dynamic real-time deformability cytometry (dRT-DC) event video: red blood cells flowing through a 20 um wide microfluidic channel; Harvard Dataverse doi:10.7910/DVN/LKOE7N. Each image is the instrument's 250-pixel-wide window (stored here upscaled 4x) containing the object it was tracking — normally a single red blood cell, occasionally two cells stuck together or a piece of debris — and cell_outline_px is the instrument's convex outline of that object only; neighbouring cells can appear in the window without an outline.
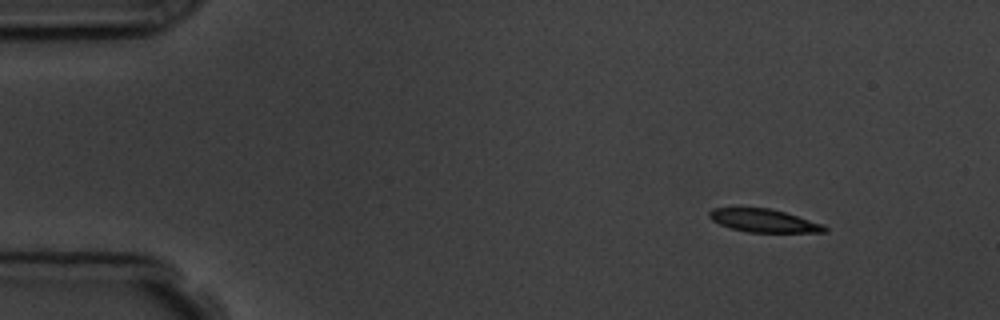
{"species": "common noctule bat (a hibernating species)", "species_latin": "Nyctalus noctula", "temperature_condition": "room temperature", "stored_images_in_passage": 4, "camera_frame_rate_fps": 3000, "um_per_image_px": 0.085, "animal": {"sex": "male", "body_mass_g": 19.5, "forearm_length_mm": 54.6}, "frame": {"image": 1, "passage_image": 1, "time_ms": 0.0, "image_size_px": [1000, 320], "cell_outline_px": [[828, 232], [748, 232], [732, 228], [720, 224], [712, 220], [708, 216], [708, 212], [712, 208], [768, 208], [784, 212], [824, 224], [828, 228]], "centroid_in_image_um": [64.94, 18.76], "position_along_channel_um": 20.1, "area_um2": 15.37}}
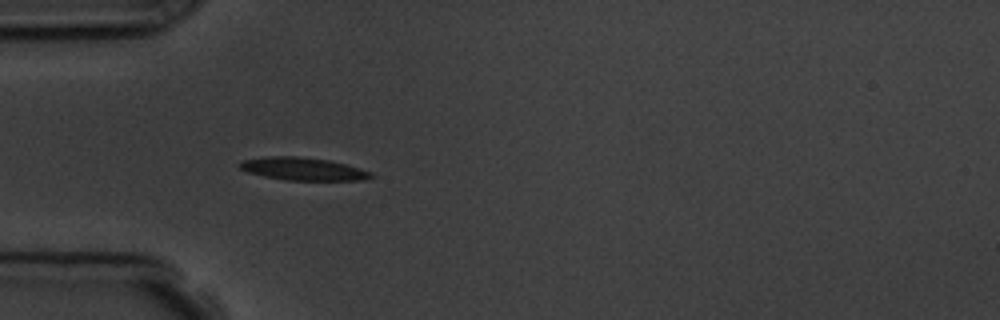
{"frame": {"image": 2, "passage_image": 4, "time_ms": 3.333, "image_size_px": [1000, 320], "cell_outline_px": [[376, 176], [364, 180], [284, 180], [264, 176], [248, 172], [240, 168], [236, 164], [240, 160], [264, 156], [300, 156], [328, 160], [360, 168], [372, 172]], "centroid_in_image_um": [25.72, 14.35], "position_along_channel_um": 59.3, "area_um2": 17.63}}